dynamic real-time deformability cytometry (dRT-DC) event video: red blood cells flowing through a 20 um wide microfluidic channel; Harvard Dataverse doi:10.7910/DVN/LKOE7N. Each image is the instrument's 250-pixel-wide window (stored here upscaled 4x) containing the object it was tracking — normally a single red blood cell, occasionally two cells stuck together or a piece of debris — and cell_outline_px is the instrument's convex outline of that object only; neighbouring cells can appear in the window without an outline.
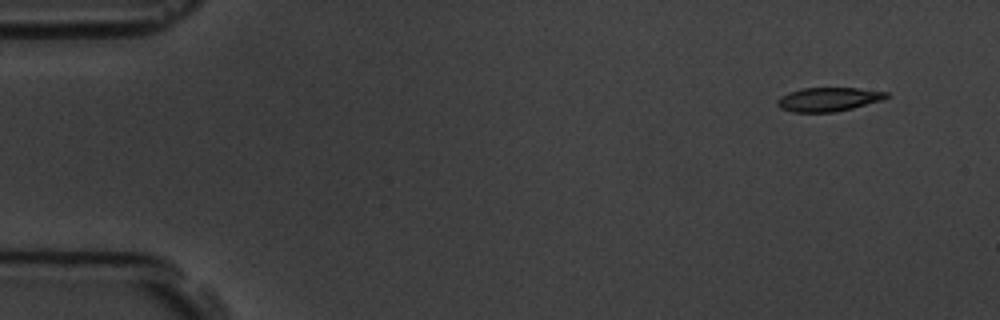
{"species": "common noctule bat (a hibernating species)", "species_latin": "Nyctalus noctula", "temperature_condition": "room temperature", "stored_images_in_passage": 5, "camera_frame_rate_fps": 3000, "um_per_image_px": 0.085, "animal": {"sex": "male", "body_mass_g": 19.5, "forearm_length_mm": 54.6}, "frame": {"image": 1, "passage_image": 1, "time_ms": 0.0, "image_size_px": [1000, 320], "cell_outline_px": [[892, 96], [884, 100], [852, 108], [832, 112], [792, 112], [780, 108], [776, 104], [776, 100], [780, 96], [788, 92], [800, 88], [860, 88], [888, 92]], "centroid_in_image_um": [70.43, 8.43], "position_along_channel_um": 14.6, "area_um2": 15.43}}
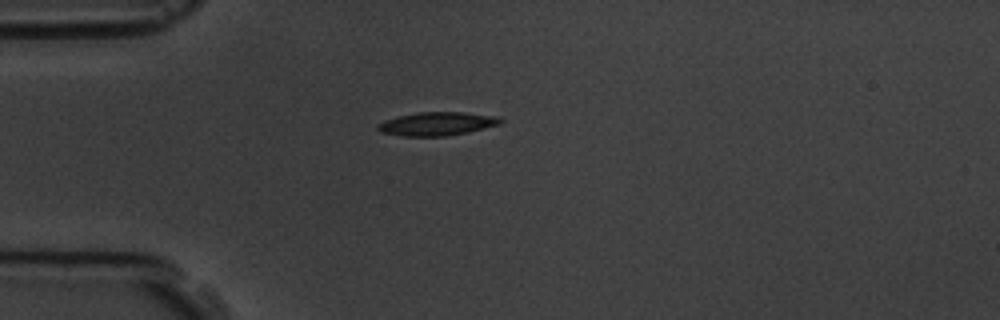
{"frame": {"image": 2, "passage_image": 4, "time_ms": 3.667, "image_size_px": [1000, 320], "cell_outline_px": [[504, 120], [500, 124], [468, 132], [444, 136], [404, 136], [380, 132], [376, 128], [376, 124], [384, 120], [400, 116], [420, 112], [464, 112], [500, 116]], "centroid_in_image_um": [37.16, 10.52], "position_along_channel_um": 47.8, "area_um2": 16.82}}